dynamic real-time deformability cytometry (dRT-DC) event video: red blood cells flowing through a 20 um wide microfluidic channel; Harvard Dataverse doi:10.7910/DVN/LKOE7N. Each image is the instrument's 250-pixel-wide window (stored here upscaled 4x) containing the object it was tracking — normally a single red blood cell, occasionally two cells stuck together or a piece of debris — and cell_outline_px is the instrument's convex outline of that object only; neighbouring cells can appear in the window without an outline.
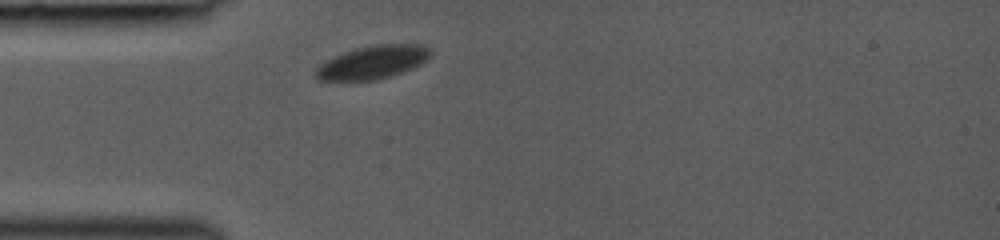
{"species": "common noctule bat (a hibernating species)", "species_latin": "Nyctalus noctula", "temperature_condition": "room temperature", "stored_images_in_passage": 30, "camera_frame_rate_fps": 3000, "um_per_image_px": 0.085, "animal": {"sex": "female", "body_mass_g": 19.0, "forearm_length_mm": 53.3}, "frame": {"image": 1, "passage_image": 1, "time_ms": 0.0, "image_size_px": [1000, 240], "cell_outline_px": [[432, 56], [428, 60], [412, 68], [392, 76], [376, 80], [320, 80], [312, 76], [312, 72], [320, 64], [344, 52], [356, 48], [372, 44], [424, 44], [432, 48]], "centroid_in_image_um": [31.72, 5.28], "position_along_channel_um": 53.3, "area_um2": 22.54}}
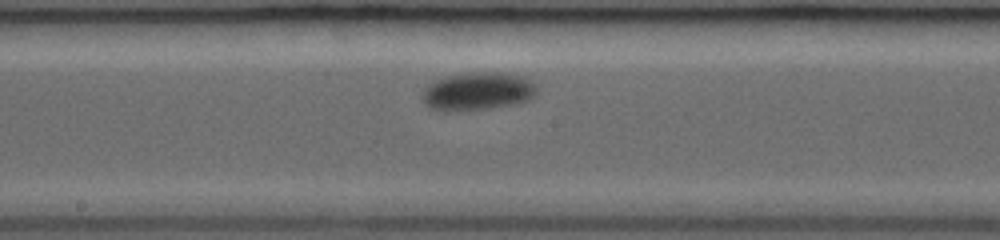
{"frame": {"image": 2, "passage_image": 13, "time_ms": 4.0, "image_size_px": [1000, 240], "cell_outline_px": [[536, 92], [528, 100], [516, 104], [484, 108], [444, 112], [428, 108], [424, 104], [420, 96], [428, 84], [436, 80], [448, 76], [472, 72], [500, 72], [520, 76], [528, 80], [536, 88]], "centroid_in_image_um": [40.52, 7.77], "position_along_channel_um": 207.7, "area_um2": 25.2}}
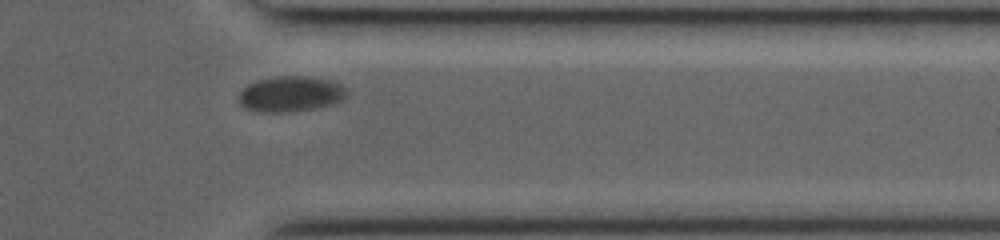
{"frame": {"image": 3, "passage_image": 26, "time_ms": 8.333, "image_size_px": [1000, 240], "cell_outline_px": [[348, 96], [332, 104], [316, 108], [288, 112], [256, 112], [244, 108], [240, 104], [240, 92], [248, 84], [260, 80], [276, 76], [308, 76], [328, 80], [340, 84], [348, 88]], "centroid_in_image_um": [24.73, 7.99], "position_along_channel_um": 386.7, "area_um2": 22.43}}